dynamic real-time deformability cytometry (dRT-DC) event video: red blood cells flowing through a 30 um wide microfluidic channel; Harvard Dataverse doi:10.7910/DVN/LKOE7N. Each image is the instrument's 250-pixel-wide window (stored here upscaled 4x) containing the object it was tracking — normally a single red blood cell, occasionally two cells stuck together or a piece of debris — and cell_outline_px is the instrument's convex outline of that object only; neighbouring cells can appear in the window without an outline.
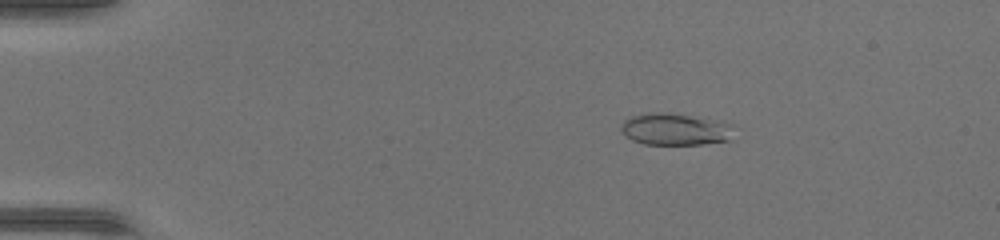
{"species": "common noctule bat (a hibernating species)", "species_latin": "Nyctalus noctula", "temperature_condition": "warm", "stored_images_in_passage": 47, "camera_frame_rate_fps": 3000, "um_per_image_px": 0.085, "animal": {"sex": "female", "body_mass_g": 17.0, "forearm_length_mm": 48.0}, "frame": {"image": 1, "passage_image": 9, "time_ms": 2.667, "image_size_px": [1000, 240], "cell_outline_px": [[728, 140], [700, 144], [644, 144], [632, 140], [620, 128], [624, 120], [628, 116], [648, 112], [668, 112], [728, 124]], "centroid_in_image_um": [57.21, 10.98], "position_along_channel_um": 27.8, "area_um2": 20.11}}
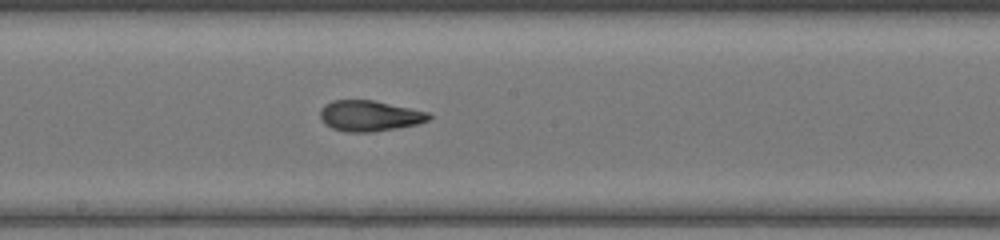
{"frame": {"image": 2, "passage_image": 27, "time_ms": 8.667, "image_size_px": [1000, 240], "cell_outline_px": [[432, 116], [428, 120], [416, 124], [396, 128], [372, 132], [344, 132], [332, 128], [324, 124], [320, 120], [320, 108], [324, 104], [332, 100], [372, 100], [428, 112]], "centroid_in_image_um": [31.34, 9.85], "position_along_channel_um": 216.9, "area_um2": 19.48}}
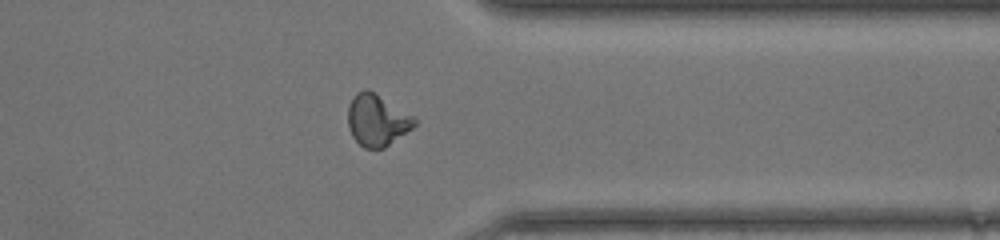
{"frame": {"image": 3, "passage_image": 38, "time_ms": 12.333, "image_size_px": [1000, 240], "cell_outline_px": [[416, 124], [412, 128], [384, 148], [364, 148], [352, 136], [348, 128], [348, 104], [356, 92], [364, 88], [368, 88], [412, 116], [416, 120]], "centroid_in_image_um": [32.0, 10.2], "position_along_channel_um": 379.4, "area_um2": 19.83}}